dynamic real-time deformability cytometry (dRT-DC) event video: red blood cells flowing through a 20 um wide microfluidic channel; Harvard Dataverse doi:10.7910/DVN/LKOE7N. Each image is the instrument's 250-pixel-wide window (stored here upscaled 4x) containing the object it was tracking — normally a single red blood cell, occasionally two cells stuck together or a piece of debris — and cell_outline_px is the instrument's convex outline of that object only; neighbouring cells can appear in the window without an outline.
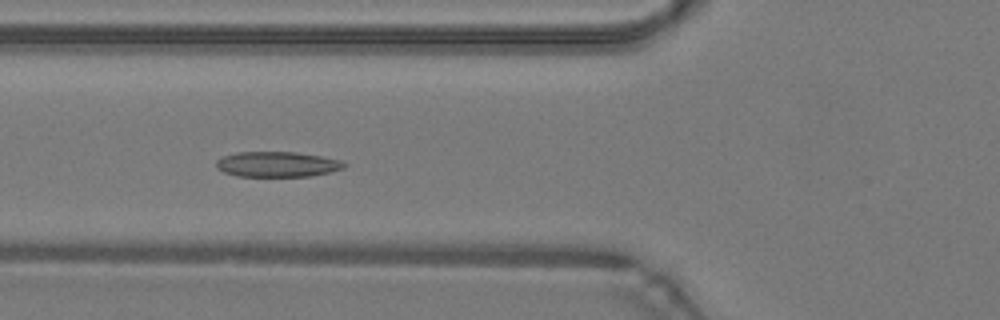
{"species": "common noctule bat (a hibernating species)", "species_latin": "Nyctalus noctula", "temperature_condition": "warm", "stored_images_in_passage": 38, "camera_frame_rate_fps": 3000, "um_per_image_px": 0.085, "animal": {"sex": "male", "body_mass_g": 19.2, "forearm_length_mm": 51.8}, "frame": {"image": 1, "passage_image": 10, "time_ms": 3.0, "image_size_px": [1000, 320], "cell_outline_px": [[348, 164], [344, 168], [328, 172], [308, 176], [236, 176], [224, 172], [216, 168], [216, 160], [224, 156], [236, 152], [296, 152], [320, 156], [340, 160]], "centroid_in_image_um": [23.54, 13.96], "position_along_channel_um": 102.3, "area_um2": 18.79}}
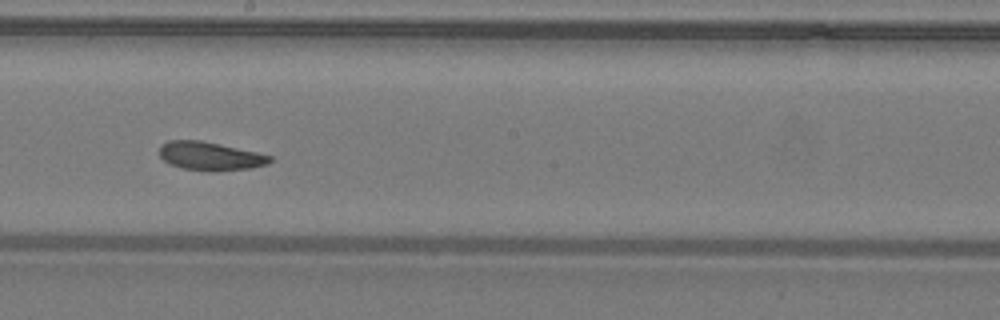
{"frame": {"image": 2, "passage_image": 19, "time_ms": 6.0, "image_size_px": [1000, 320], "cell_outline_px": [[272, 160], [268, 164], [248, 168], [184, 168], [168, 164], [160, 156], [160, 144], [168, 140], [200, 140], [220, 144], [256, 152], [272, 156]], "centroid_in_image_um": [17.81, 13.21], "position_along_channel_um": 230.4, "area_um2": 17.4}}
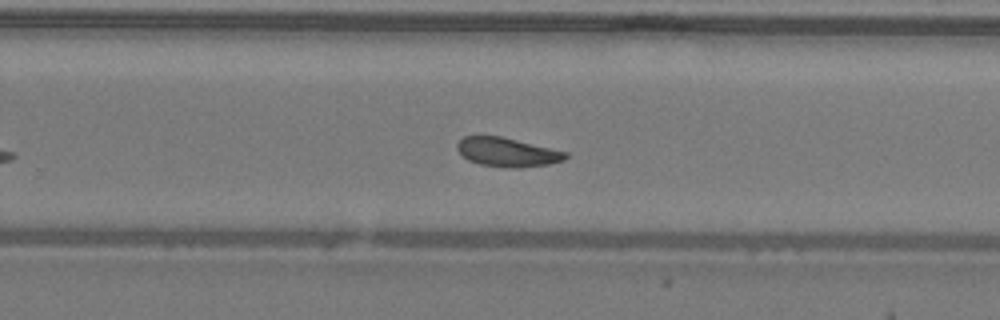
{"frame": {"image": 3, "passage_image": 23, "time_ms": 7.333, "image_size_px": [1000, 320], "cell_outline_px": [[568, 156], [564, 160], [548, 164], [520, 168], [504, 168], [480, 164], [468, 160], [456, 148], [456, 144], [464, 136], [500, 136], [568, 152]], "centroid_in_image_um": [43.12, 12.94], "position_along_channel_um": 286.7, "area_um2": 18.26}, "authors_computed_cell_mechanics": {"area_um2": 18.5249, "velocity_mm_per_s": 4.2656, "shape_relaxation_time_tau1_ms": 3.37, "shape_relaxation_time_tau2_ms": 3.7012, "deformation_change_tau1": 0.1118, "deformation_change_tau2": 0.0995}}